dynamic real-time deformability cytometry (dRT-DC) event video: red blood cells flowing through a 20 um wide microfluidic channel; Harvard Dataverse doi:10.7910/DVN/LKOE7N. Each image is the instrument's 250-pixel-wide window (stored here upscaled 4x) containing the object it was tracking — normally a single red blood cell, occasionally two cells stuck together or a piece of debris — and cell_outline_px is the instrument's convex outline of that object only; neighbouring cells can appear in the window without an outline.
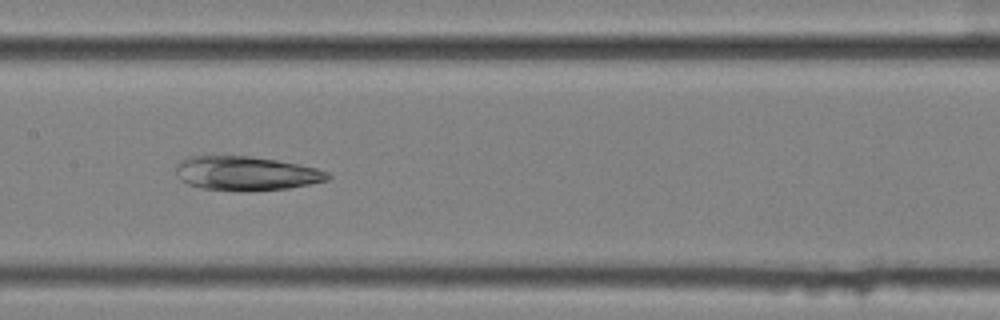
{"species": "common noctule bat (a hibernating species)", "species_latin": "Nyctalus noctula", "temperature_condition": "cold", "stored_images_in_passage": 9, "camera_frame_rate_fps": 3000, "um_per_image_px": 0.085, "animal": {"sex": "female", "body_mass_g": 25.1}, "frame": {"image": 1, "passage_image": 7, "time_ms": 2.0, "image_size_px": [1000, 320], "cell_outline_px": [[332, 176], [328, 180], [288, 188], [240, 192], [204, 188], [188, 184], [180, 180], [176, 176], [176, 164], [184, 156], [212, 152], [248, 156], [276, 160], [300, 164], [316, 168], [328, 172]], "centroid_in_image_um": [20.8, 14.69], "position_along_channel_um": 186.6, "area_um2": 31.33}}
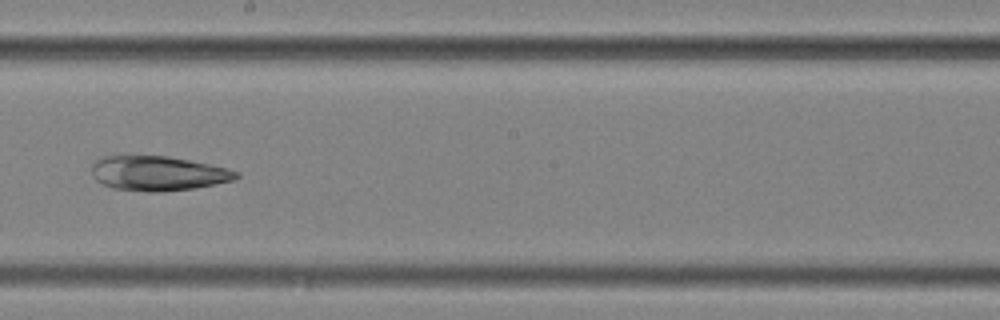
{"frame": {"image": 2, "passage_image": 8, "time_ms": 2.333, "image_size_px": [1000, 320], "cell_outline_px": [[240, 176], [236, 180], [196, 188], [160, 192], [148, 192], [112, 188], [96, 180], [92, 176], [92, 164], [100, 156], [168, 156], [228, 168], [240, 172]], "centroid_in_image_um": [13.45, 14.74], "position_along_channel_um": 234.7, "area_um2": 29.36}}
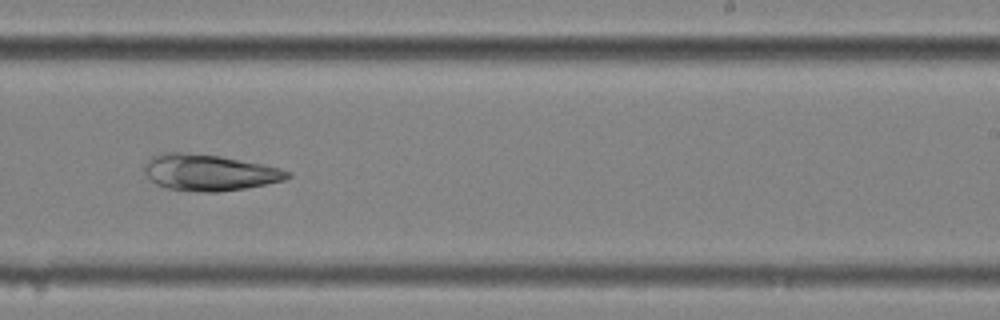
{"frame": {"image": 3, "passage_image": 9, "time_ms": 2.667, "image_size_px": [1000, 320], "cell_outline_px": [[292, 176], [284, 180], [244, 188], [220, 192], [204, 192], [168, 188], [156, 184], [144, 172], [144, 164], [152, 156], [160, 152], [184, 152], [220, 156], [280, 168], [292, 172]], "centroid_in_image_um": [17.77, 14.65], "position_along_channel_um": 271.2, "area_um2": 30.06}}